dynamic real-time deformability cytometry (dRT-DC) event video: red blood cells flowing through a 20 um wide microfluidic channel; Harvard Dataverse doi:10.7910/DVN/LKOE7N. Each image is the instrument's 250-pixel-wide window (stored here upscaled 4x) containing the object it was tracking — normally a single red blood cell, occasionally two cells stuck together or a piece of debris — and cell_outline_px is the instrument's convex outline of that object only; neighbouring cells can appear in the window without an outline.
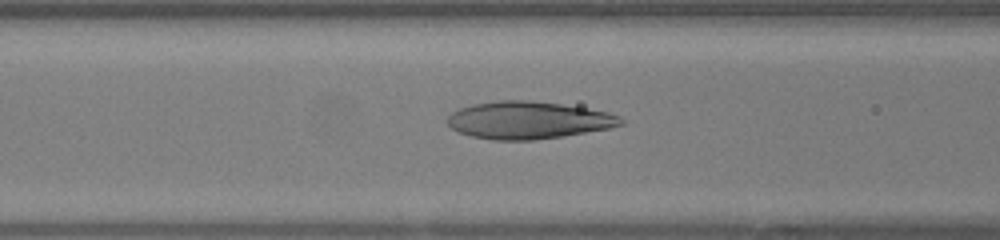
{"species": "human", "species_latin": "Homo sapiens", "temperature_condition": "warm", "stored_images_in_passage": 28, "camera_frame_rate_fps": 3000, "um_per_image_px": 0.085, "donor": {"sex": "female"}, "frame": {"image": 1, "passage_image": 8, "time_ms": 2.333, "image_size_px": [1000, 240], "cell_outline_px": [[624, 124], [612, 128], [564, 136], [532, 140], [492, 140], [472, 136], [460, 132], [452, 128], [448, 124], [448, 116], [452, 112], [460, 108], [472, 104], [496, 100], [528, 100], [560, 104], [608, 112], [620, 116], [624, 120]], "centroid_in_image_um": [44.93, 10.22], "position_along_channel_um": 121.7, "area_um2": 37.8}}
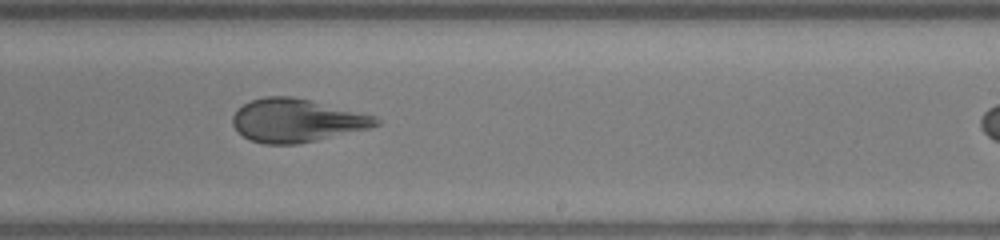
{"frame": {"image": 2, "passage_image": 18, "time_ms": 5.667, "image_size_px": [1000, 240], "cell_outline_px": [[380, 124], [372, 128], [316, 140], [296, 144], [264, 144], [252, 140], [244, 136], [232, 124], [232, 116], [244, 104], [252, 100], [264, 96], [292, 96], [312, 100], [376, 116], [380, 120]], "centroid_in_image_um": [25.25, 10.23], "position_along_channel_um": 263.7, "area_um2": 36.01}}
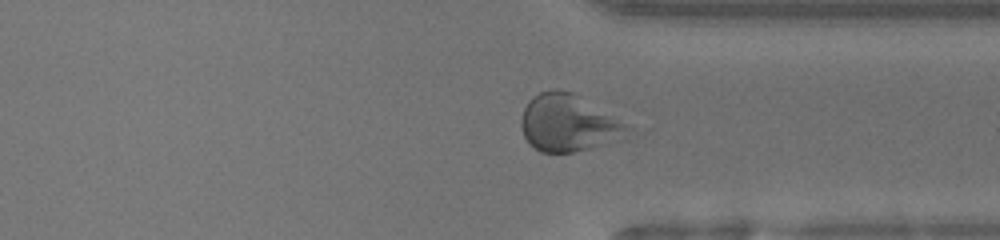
{"frame": {"image": 3, "passage_image": 25, "time_ms": 8.0, "image_size_px": [1000, 240], "cell_outline_px": [[648, 128], [644, 132], [636, 136], [624, 140], [572, 152], [540, 152], [524, 136], [520, 124], [520, 120], [524, 108], [528, 100], [532, 96], [540, 92], [556, 88], [572, 92]], "centroid_in_image_um": [48.67, 10.45], "position_along_channel_um": 362.7, "area_um2": 38.09}}